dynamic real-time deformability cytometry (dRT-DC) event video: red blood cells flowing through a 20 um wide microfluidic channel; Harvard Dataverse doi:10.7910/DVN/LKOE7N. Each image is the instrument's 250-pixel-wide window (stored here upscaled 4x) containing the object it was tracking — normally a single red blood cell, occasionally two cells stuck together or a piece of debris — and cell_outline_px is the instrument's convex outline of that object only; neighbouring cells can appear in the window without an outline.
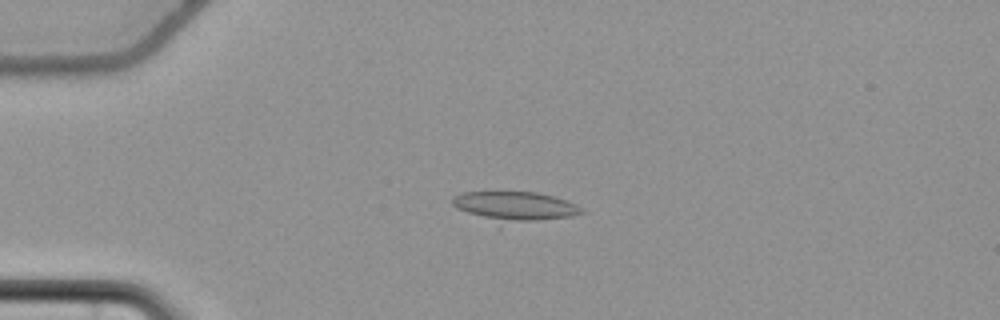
{"species": "common noctule bat (a hibernating species)", "species_latin": "Nyctalus noctula", "temperature_condition": "cold", "stored_images_in_passage": 51, "camera_frame_rate_fps": 3000, "um_per_image_px": 0.085, "animal": {"sex": "female", "body_mass_g": 22.7, "forearm_length_mm": 54.2}, "frame": {"image": 1, "passage_image": 9, "time_ms": 2.667, "image_size_px": [1000, 320], "cell_outline_px": [[588, 212], [572, 216], [500, 228], [496, 228], [456, 208], [452, 204], [452, 200], [456, 196], [464, 192], [536, 192], [552, 196], [576, 204], [584, 208]], "centroid_in_image_um": [43.73, 17.64], "position_along_channel_um": 41.3, "area_um2": 23.87}}
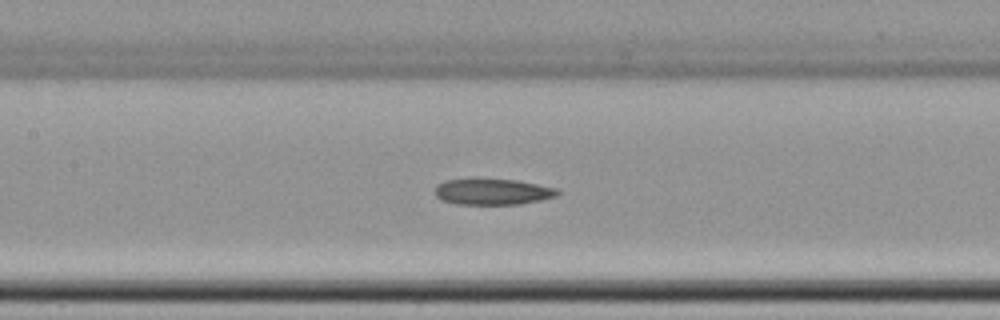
{"frame": {"image": 2, "passage_image": 22, "time_ms": 7.0, "image_size_px": [1000, 320], "cell_outline_px": [[560, 192], [556, 196], [540, 200], [520, 204], [456, 204], [440, 200], [436, 196], [436, 184], [444, 180], [472, 176], [476, 176], [516, 180], [556, 188]], "centroid_in_image_um": [41.78, 16.25], "position_along_channel_um": 165.6, "area_um2": 19.36}}
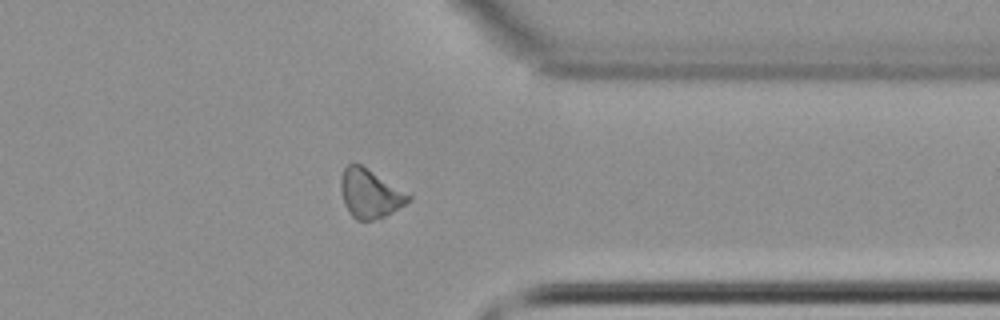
{"frame": {"image": 3, "passage_image": 40, "time_ms": 13.0, "image_size_px": [1000, 320], "cell_outline_px": [[412, 200], [392, 212], [384, 216], [372, 220], [356, 220], [348, 212], [344, 204], [340, 188], [340, 176], [344, 168], [348, 164], [360, 164], [412, 196]], "centroid_in_image_um": [31.41, 16.46], "position_along_channel_um": 380.0, "area_um2": 19.02}, "authors_computed_cell_mechanics": {"area_um2": 19.652, "velocity_mm_per_s": 3.6646, "shape_relaxation_time_tau1_ms": null, "shape_relaxation_time_tau2_ms": 10.0234, "deformation_change_tau1": null, "deformation_change_tau2": 0.1847}}